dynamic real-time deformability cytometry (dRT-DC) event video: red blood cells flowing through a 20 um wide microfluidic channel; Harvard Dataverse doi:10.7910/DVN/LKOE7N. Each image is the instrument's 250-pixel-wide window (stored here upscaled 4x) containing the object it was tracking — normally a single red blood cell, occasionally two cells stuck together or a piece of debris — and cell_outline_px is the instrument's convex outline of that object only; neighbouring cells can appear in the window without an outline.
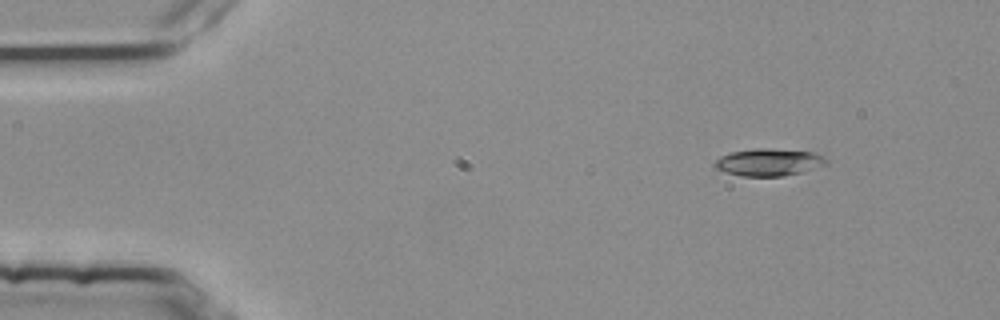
{"species": "common noctule bat (a hibernating species)", "species_latin": "Nyctalus noctula", "temperature_condition": "room temperature", "stored_images_in_passage": 3, "camera_frame_rate_fps": 3000, "um_per_image_px": 0.085, "animal": {"sex": "female", "body_mass_g": 25.1}, "frame": {"image": 1, "passage_image": 3, "time_ms": 0.667, "image_size_px": [1000, 320], "cell_outline_px": [[828, 160], [824, 164], [800, 172], [784, 176], [740, 176], [716, 168], [712, 164], [720, 156], [732, 152], [756, 148], [764, 148], [816, 152], [824, 156]], "centroid_in_image_um": [65.33, 13.78], "position_along_channel_um": 19.7, "area_um2": 17.51}}